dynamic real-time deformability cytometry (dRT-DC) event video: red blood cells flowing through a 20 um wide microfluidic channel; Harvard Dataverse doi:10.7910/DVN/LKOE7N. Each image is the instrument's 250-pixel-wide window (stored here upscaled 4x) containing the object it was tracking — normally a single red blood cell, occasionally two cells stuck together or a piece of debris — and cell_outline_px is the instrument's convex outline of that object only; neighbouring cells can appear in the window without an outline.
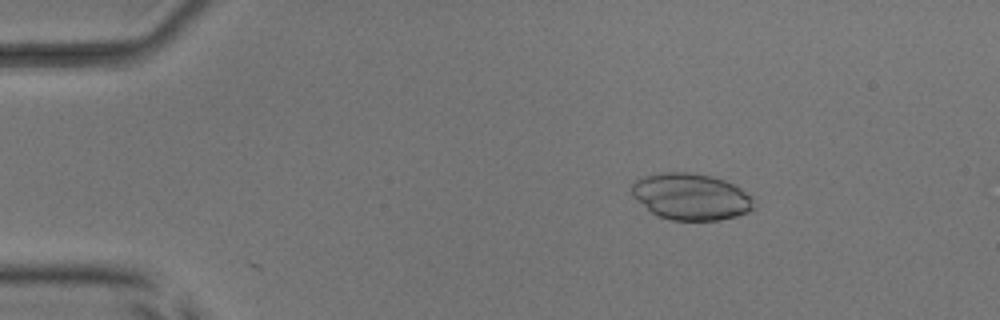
{"species": "common noctule bat (a hibernating species)", "species_latin": "Nyctalus noctula", "temperature_condition": "room temperature", "stored_images_in_passage": 53, "camera_frame_rate_fps": 3000, "um_per_image_px": 0.085, "animal": {"sex": "male", "body_mass_g": 17.9, "forearm_length_mm": 54.2}, "frame": {"image": 1, "passage_image": 9, "time_ms": 2.667, "image_size_px": [1000, 320], "cell_outline_px": [[756, 208], [748, 212], [736, 216], [720, 220], [668, 220], [656, 216], [636, 200], [632, 196], [632, 184], [636, 180], [644, 176], [664, 172], [688, 172], [712, 176], [724, 180], [740, 188], [752, 196]], "centroid_in_image_um": [58.73, 16.72], "position_along_channel_um": 26.3, "area_um2": 33.35}}
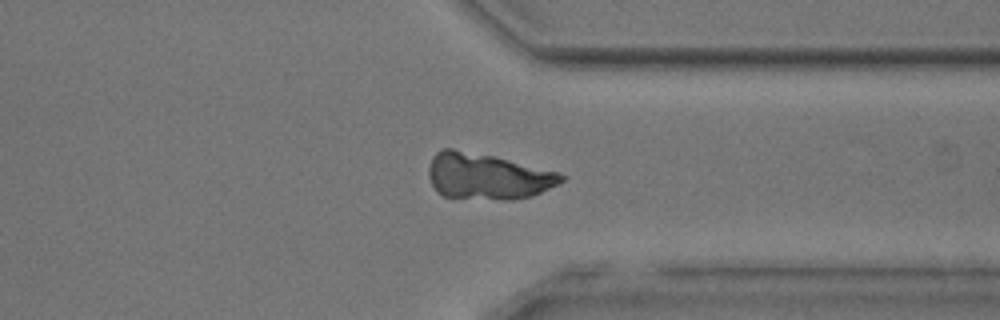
{"frame": {"image": 2, "passage_image": 41, "time_ms": 13.333, "image_size_px": [1000, 320], "cell_outline_px": [[564, 180], [532, 196], [512, 200], [504, 200], [444, 196], [436, 192], [432, 184], [428, 172], [432, 156], [436, 152], [444, 148], [452, 148], [492, 156], [560, 172], [564, 176]], "centroid_in_image_um": [41.41, 14.99], "position_along_channel_um": 370.0, "area_um2": 35.32}}
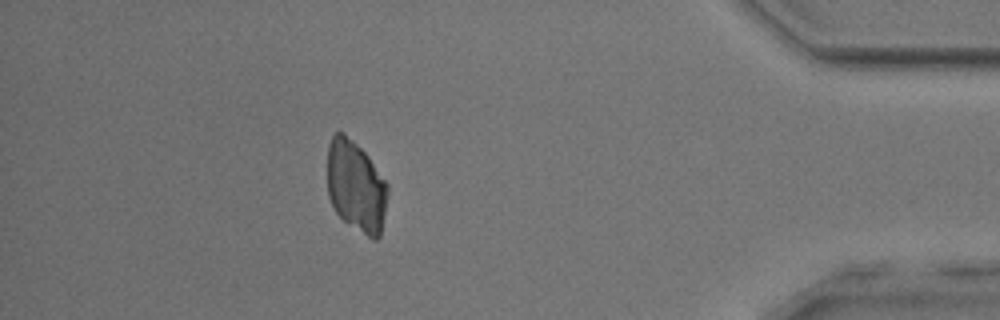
{"frame": {"image": 3, "passage_image": 47, "time_ms": 15.333, "image_size_px": [1000, 320], "cell_outline_px": [[388, 192], [380, 236], [376, 240], [372, 240], [344, 220], [336, 212], [328, 196], [328, 144], [332, 136], [336, 132], [344, 132], [368, 156], [388, 184]], "centroid_in_image_um": [30.26, 15.84], "position_along_channel_um": 404.9, "area_um2": 31.91}}